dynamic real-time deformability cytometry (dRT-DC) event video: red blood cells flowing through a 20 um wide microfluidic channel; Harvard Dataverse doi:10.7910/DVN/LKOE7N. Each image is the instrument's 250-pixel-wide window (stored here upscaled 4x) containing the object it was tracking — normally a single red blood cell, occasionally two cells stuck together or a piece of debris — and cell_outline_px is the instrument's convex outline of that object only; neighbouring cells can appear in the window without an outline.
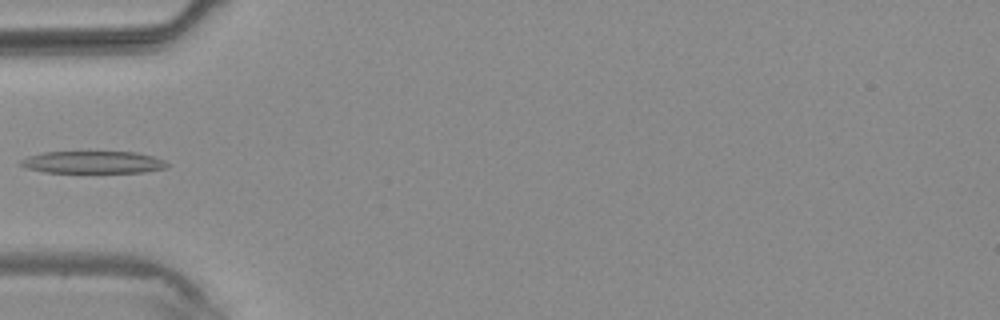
{"species": "common noctule bat (a hibernating species)", "species_latin": "Nyctalus noctula", "temperature_condition": "warm", "stored_images_in_passage": 3, "camera_frame_rate_fps": 3000, "um_per_image_px": 0.085, "animal": {"sex": "male", "body_mass_g": 20.4}, "frame": {"image": 1, "passage_image": 3, "time_ms": 3.333, "image_size_px": [1000, 320], "cell_outline_px": [[168, 168], [144, 172], [44, 172], [24, 168], [20, 164], [20, 160], [28, 156], [44, 152], [136, 152], [152, 156], [164, 160], [168, 164]], "centroid_in_image_um": [7.9, 13.79], "position_along_channel_um": 77.1, "area_um2": 18.96}}